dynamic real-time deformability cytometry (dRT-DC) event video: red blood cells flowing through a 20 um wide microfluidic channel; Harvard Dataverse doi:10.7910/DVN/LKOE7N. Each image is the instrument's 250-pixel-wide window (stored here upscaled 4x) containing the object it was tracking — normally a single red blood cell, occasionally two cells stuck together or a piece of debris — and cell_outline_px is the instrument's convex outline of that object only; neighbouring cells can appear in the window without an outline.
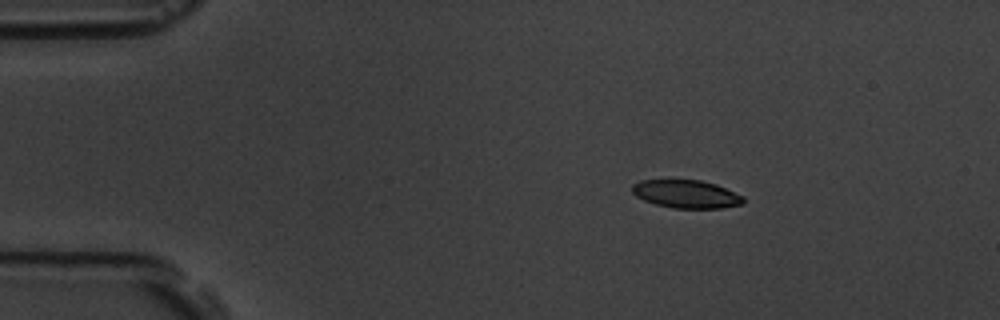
{"species": "common noctule bat (a hibernating species)", "species_latin": "Nyctalus noctula", "temperature_condition": "room temperature", "stored_images_in_passage": 4, "camera_frame_rate_fps": 3000, "um_per_image_px": 0.085, "animal": {"sex": "male", "body_mass_g": 19.5, "forearm_length_mm": 54.6}, "frame": {"image": 1, "passage_image": 2, "time_ms": 1.0, "image_size_px": [1000, 320], "cell_outline_px": [[744, 204], [720, 208], [672, 208], [656, 204], [644, 200], [636, 196], [632, 192], [632, 184], [640, 180], [700, 180], [716, 184], [744, 196]], "centroid_in_image_um": [58.34, 16.49], "position_along_channel_um": 26.7, "area_um2": 18.21}}